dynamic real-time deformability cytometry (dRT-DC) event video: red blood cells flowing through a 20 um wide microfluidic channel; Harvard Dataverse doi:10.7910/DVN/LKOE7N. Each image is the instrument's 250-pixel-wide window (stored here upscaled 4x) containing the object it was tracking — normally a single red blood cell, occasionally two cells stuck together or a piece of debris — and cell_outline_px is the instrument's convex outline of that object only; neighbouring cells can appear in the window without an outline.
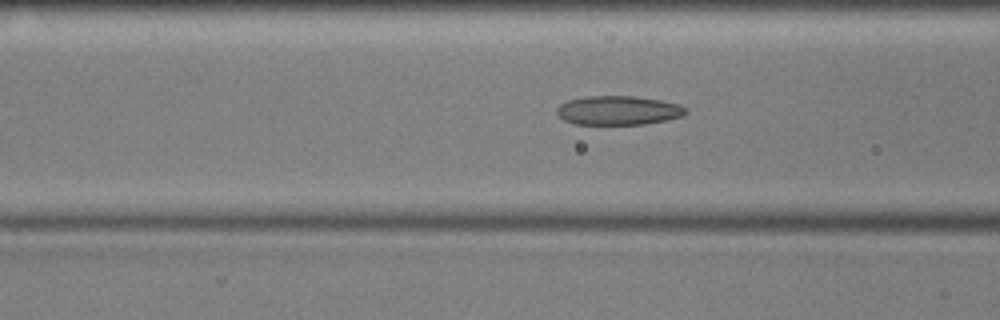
{"species": "common noctule bat (a hibernating species)", "species_latin": "Nyctalus noctula", "temperature_condition": "cold", "stored_images_in_passage": 55, "camera_frame_rate_fps": 3000, "um_per_image_px": 0.085, "animal": {"sex": "male", "body_mass_g": 17.9, "forearm_length_mm": 54.2}, "frame": {"image": 1, "passage_image": 20, "time_ms": 6.333, "image_size_px": [1000, 320], "cell_outline_px": [[688, 112], [684, 116], [644, 124], [576, 124], [564, 120], [556, 112], [556, 108], [560, 104], [568, 100], [584, 96], [636, 96], [660, 100], [680, 104]], "centroid_in_image_um": [52.55, 9.37], "position_along_channel_um": 114.1, "area_um2": 21.85}}
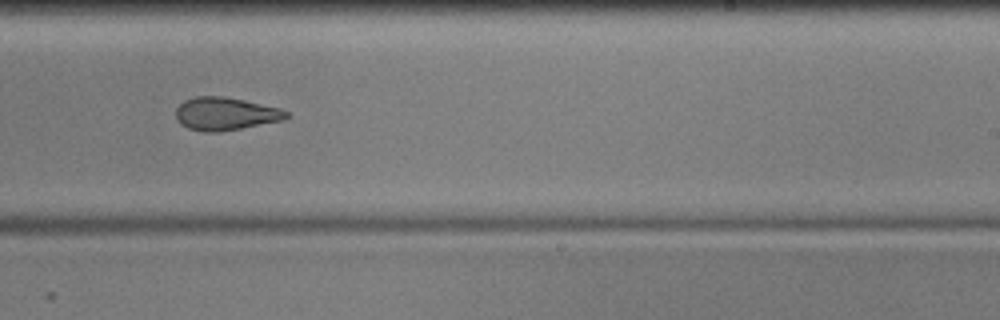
{"frame": {"image": 2, "passage_image": 33, "time_ms": 10.667, "image_size_px": [1000, 320], "cell_outline_px": [[292, 116], [284, 120], [240, 128], [216, 132], [204, 132], [188, 128], [180, 124], [176, 120], [176, 108], [184, 100], [196, 96], [224, 96], [244, 100], [280, 108], [288, 112]], "centroid_in_image_um": [19.16, 9.67], "position_along_channel_um": 269.8, "area_um2": 21.27}}
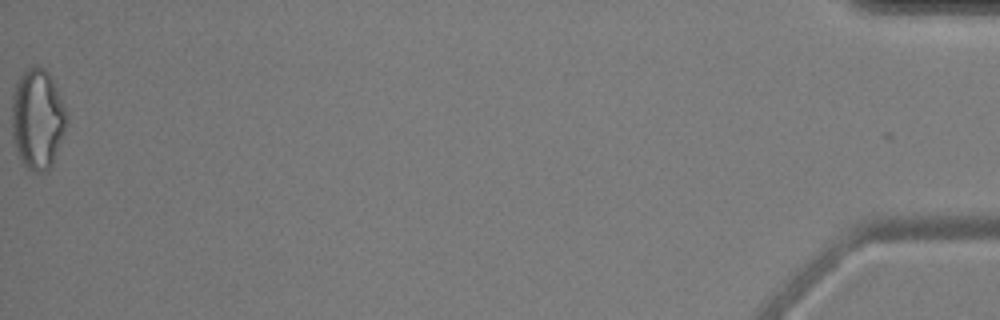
{"frame": {"image": 3, "passage_image": 55, "time_ms": 18.0, "image_size_px": [1000, 320], "cell_outline_px": [[68, 120], [52, 164], [48, 172], [36, 172], [28, 168], [20, 160], [12, 140], [12, 96], [16, 84], [24, 68], [32, 64], [36, 64], [44, 68], [52, 76], [68, 112]], "centroid_in_image_um": [3.19, 10.06], "position_along_channel_um": 432.0, "area_um2": 32.66}, "authors_computed_cell_mechanics": {"area_um2": 22.4264, "velocity_mm_per_s": 3.5892, "shape_relaxation_time_tau1_ms": 8.467, "shape_relaxation_time_tau2_ms": 3.0552, "deformation_change_tau1": 0.1803, "deformation_change_tau2": 0.1156}}